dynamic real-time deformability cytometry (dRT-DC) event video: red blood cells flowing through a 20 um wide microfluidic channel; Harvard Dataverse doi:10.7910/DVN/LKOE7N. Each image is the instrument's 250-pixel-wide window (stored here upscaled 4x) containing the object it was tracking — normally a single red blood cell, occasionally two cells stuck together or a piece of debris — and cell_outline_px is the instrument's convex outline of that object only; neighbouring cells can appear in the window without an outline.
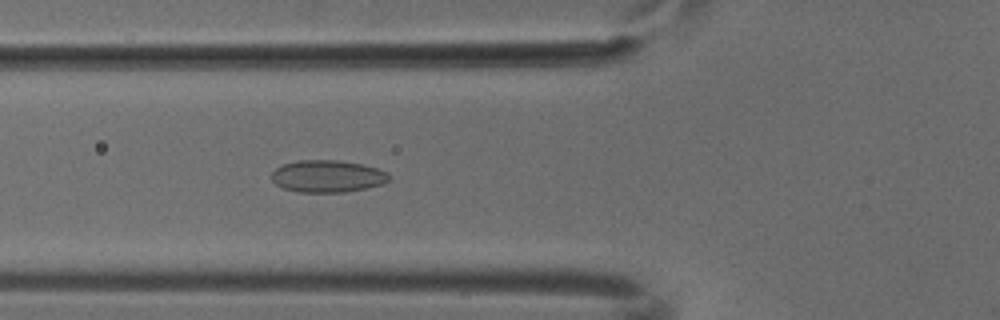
{"species": "common noctule bat (a hibernating species)", "species_latin": "Nyctalus noctula", "temperature_condition": "cold", "stored_images_in_passage": 5, "camera_frame_rate_fps": 3000, "um_per_image_px": 0.085, "animal": {"sex": "male", "body_mass_g": 18.8}, "frame": {"image": 1, "passage_image": 5, "time_ms": 1.333, "image_size_px": [1000, 320], "cell_outline_px": [[392, 176], [384, 184], [344, 192], [296, 192], [284, 188], [276, 184], [272, 180], [272, 172], [276, 168], [284, 164], [300, 160], [340, 160], [360, 164], [376, 168], [388, 172]], "centroid_in_image_um": [27.85, 14.98], "position_along_channel_um": 97.9, "area_um2": 21.96}}